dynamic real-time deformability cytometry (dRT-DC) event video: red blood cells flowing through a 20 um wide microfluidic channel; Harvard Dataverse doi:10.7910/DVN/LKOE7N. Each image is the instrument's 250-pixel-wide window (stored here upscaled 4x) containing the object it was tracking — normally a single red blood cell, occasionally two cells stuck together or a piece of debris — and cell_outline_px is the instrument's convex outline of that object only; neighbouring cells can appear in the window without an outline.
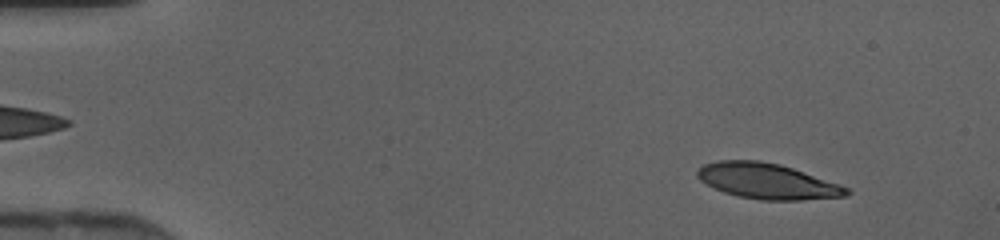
{"species": "human", "species_latin": "Homo sapiens", "temperature_condition": "cold", "stored_images_in_passage": 45, "camera_frame_rate_fps": 3000, "um_per_image_px": 0.085, "donor": {"sex": "female"}, "frame": {"image": 1, "passage_image": 4, "time_ms": 1.0, "image_size_px": [1000, 240], "cell_outline_px": [[852, 192], [848, 196], [800, 200], [760, 200], [736, 196], [724, 192], [700, 180], [696, 176], [696, 168], [704, 164], [720, 160], [760, 160], [780, 164], [840, 184], [848, 188]], "centroid_in_image_um": [65.22, 15.4], "position_along_channel_um": 19.8, "area_um2": 30.98}}
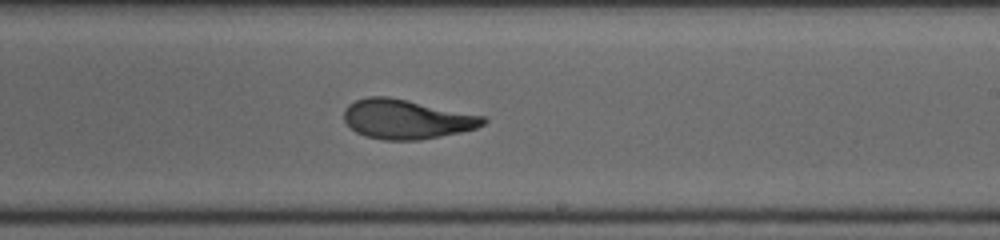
{"frame": {"image": 2, "passage_image": 27, "time_ms": 8.667, "image_size_px": [1000, 240], "cell_outline_px": [[488, 120], [484, 124], [476, 128], [460, 132], [420, 140], [384, 140], [364, 136], [356, 132], [344, 120], [344, 108], [348, 104], [356, 100], [368, 96], [388, 96], [408, 100], [484, 116]], "centroid_in_image_um": [34.53, 10.13], "position_along_channel_um": 254.5, "area_um2": 31.96}}
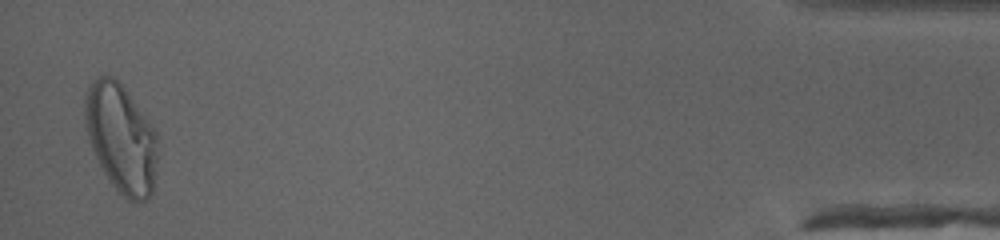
{"frame": {"image": 3, "passage_image": 44, "time_ms": 14.333, "image_size_px": [1000, 240], "cell_outline_px": [[156, 156], [152, 192], [148, 200], [128, 200], [108, 180], [88, 140], [84, 120], [84, 96], [92, 80], [100, 76], [112, 76], [124, 88], [156, 132]], "centroid_in_image_um": [10.25, 11.73], "position_along_channel_um": 425.0, "area_um2": 45.2}}